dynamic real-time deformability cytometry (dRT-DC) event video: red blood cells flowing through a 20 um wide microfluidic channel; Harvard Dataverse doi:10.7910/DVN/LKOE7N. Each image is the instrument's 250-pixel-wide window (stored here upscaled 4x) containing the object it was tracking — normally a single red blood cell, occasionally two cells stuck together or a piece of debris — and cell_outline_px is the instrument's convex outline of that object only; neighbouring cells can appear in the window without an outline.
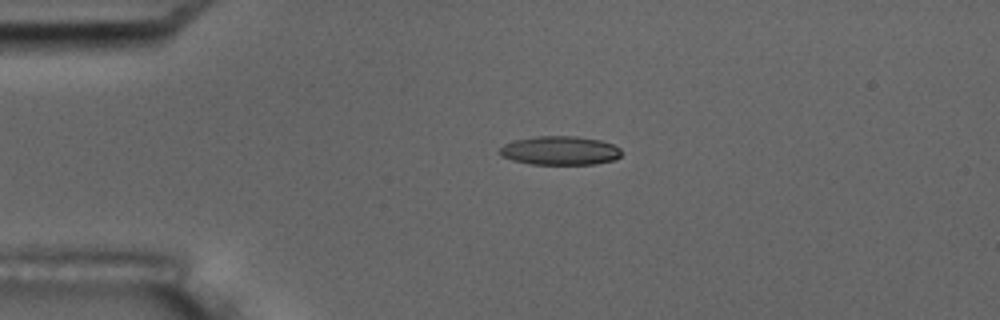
{"species": "common noctule bat (a hibernating species)", "species_latin": "Nyctalus noctula", "temperature_condition": "room temperature", "stored_images_in_passage": 6, "camera_frame_rate_fps": 3000, "um_per_image_px": 0.085, "animal": {"sex": "male", "body_mass_g": 17.5, "forearm_length_mm": 52.3}, "frame": {"image": 1, "passage_image": 4, "time_ms": 3.667, "image_size_px": [1000, 320], "cell_outline_px": [[624, 152], [616, 160], [596, 164], [532, 164], [512, 160], [500, 156], [496, 152], [504, 144], [512, 140], [536, 136], [576, 136], [600, 140], [612, 144], [620, 148]], "centroid_in_image_um": [47.59, 12.8], "position_along_channel_um": 37.4, "area_um2": 20.81}}